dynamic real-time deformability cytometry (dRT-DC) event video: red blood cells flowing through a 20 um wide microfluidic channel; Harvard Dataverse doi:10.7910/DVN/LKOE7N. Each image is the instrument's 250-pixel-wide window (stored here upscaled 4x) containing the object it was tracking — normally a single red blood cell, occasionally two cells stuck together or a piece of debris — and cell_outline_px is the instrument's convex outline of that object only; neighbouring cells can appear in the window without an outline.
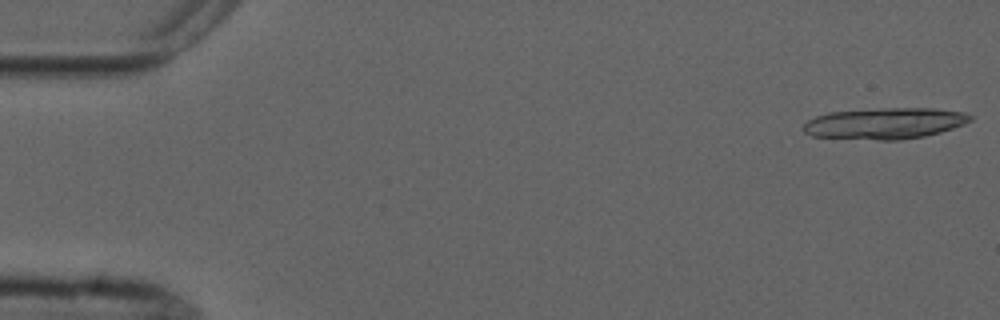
{"species": "common noctule bat (a hibernating species)", "species_latin": "Nyctalus noctula", "temperature_condition": "cold", "stored_images_in_passage": 5, "camera_frame_rate_fps": 3000, "um_per_image_px": 0.085, "animal": {"sex": "male", "forearm_length_mm": 52.5}, "frame": {"image": 1, "passage_image": 1, "time_ms": 0.0, "image_size_px": [1000, 320], "cell_outline_px": [[972, 120], [964, 124], [940, 132], [924, 136], [900, 140], [876, 140], [812, 136], [804, 132], [804, 124], [808, 120], [816, 116], [828, 112], [884, 108], [932, 108], [964, 112], [972, 116]], "centroid_in_image_um": [75.22, 10.48], "position_along_channel_um": 9.8, "area_um2": 30.29}}